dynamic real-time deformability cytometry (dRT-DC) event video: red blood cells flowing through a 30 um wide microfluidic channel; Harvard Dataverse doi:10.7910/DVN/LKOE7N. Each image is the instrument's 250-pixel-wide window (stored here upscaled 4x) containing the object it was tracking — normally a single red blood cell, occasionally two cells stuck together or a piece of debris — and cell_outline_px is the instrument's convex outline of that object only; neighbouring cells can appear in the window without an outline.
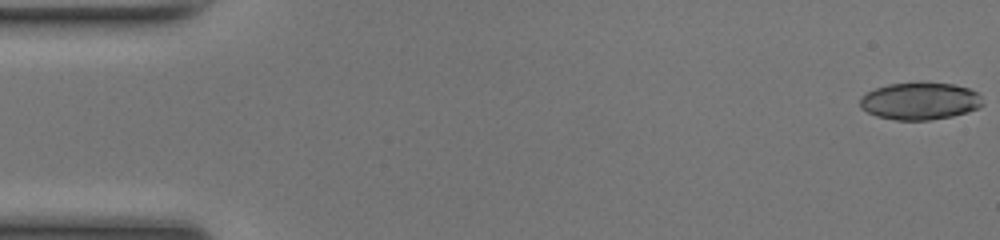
{"species": "common noctule bat (a hibernating species)", "species_latin": "Nyctalus noctula", "temperature_condition": "room temperature", "stored_images_in_passage": 50, "camera_frame_rate_fps": 3000, "um_per_image_px": 0.085, "animal": {"sex": "female", "body_mass_g": 17.0, "forearm_length_mm": 48.0}, "frame": {"image": 1, "passage_image": 1, "time_ms": 0.0, "image_size_px": [1000, 240], "cell_outline_px": [[984, 104], [980, 108], [968, 112], [952, 116], [928, 120], [896, 120], [876, 116], [860, 108], [860, 96], [876, 88], [888, 84], [928, 80], [952, 84], [968, 88], [976, 92], [980, 96]], "centroid_in_image_um": [78.2, 8.56], "position_along_channel_um": 6.8, "area_um2": 27.22}}
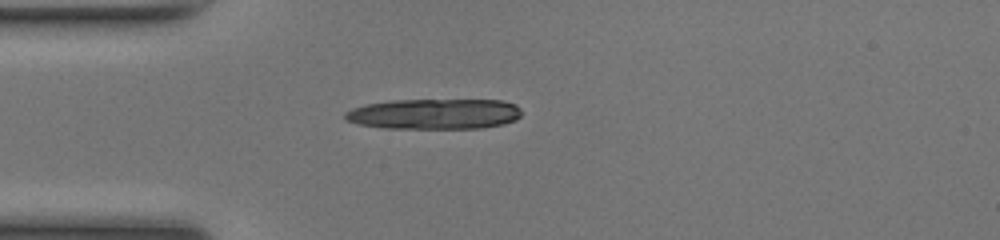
{"frame": {"image": 2, "passage_image": 14, "time_ms": 4.333, "image_size_px": [1000, 240], "cell_outline_px": [[520, 116], [516, 120], [504, 124], [480, 128], [384, 128], [360, 124], [348, 120], [344, 116], [344, 112], [352, 108], [368, 104], [392, 100], [504, 100], [516, 104], [520, 108]], "centroid_in_image_um": [36.96, 9.68], "position_along_channel_um": 48.0, "area_um2": 31.33}}